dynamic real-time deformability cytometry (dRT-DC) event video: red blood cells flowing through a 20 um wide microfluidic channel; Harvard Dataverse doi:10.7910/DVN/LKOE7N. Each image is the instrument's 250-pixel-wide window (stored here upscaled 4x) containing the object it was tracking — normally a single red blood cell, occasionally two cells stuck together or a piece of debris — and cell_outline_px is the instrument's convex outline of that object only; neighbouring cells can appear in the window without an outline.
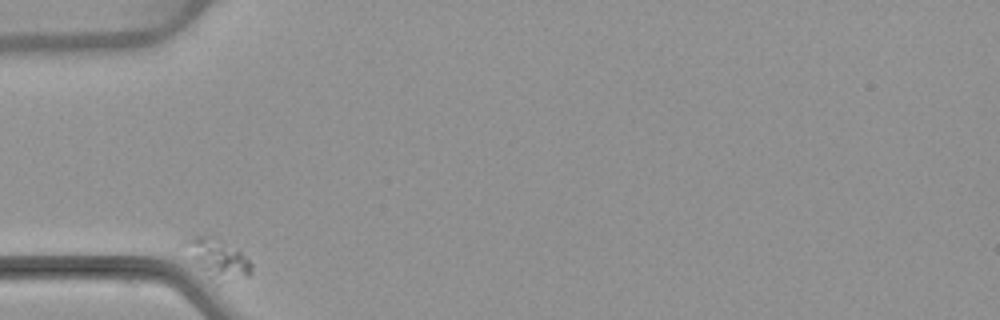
{"species": "common noctule bat (a hibernating species)", "species_latin": "Nyctalus noctula", "temperature_condition": "warm", "stored_images_in_passage": 35, "camera_frame_rate_fps": 3000, "um_per_image_px": 0.085, "animal": {"sex": "female", "body_mass_g": 22.7, "forearm_length_mm": 54.2}, "frame": {"image": 1, "passage_image": 1, "time_ms": 0.0, "image_size_px": [1000, 320], "cell_outline_px": [[252, 272], [248, 276], [220, 284], [216, 284], [208, 276], [180, 244], [184, 240], [196, 236], [212, 236], [240, 252], [252, 264]], "centroid_in_image_um": [18.5, 22.01], "position_along_channel_um": 66.5, "area_um2": 14.91}}
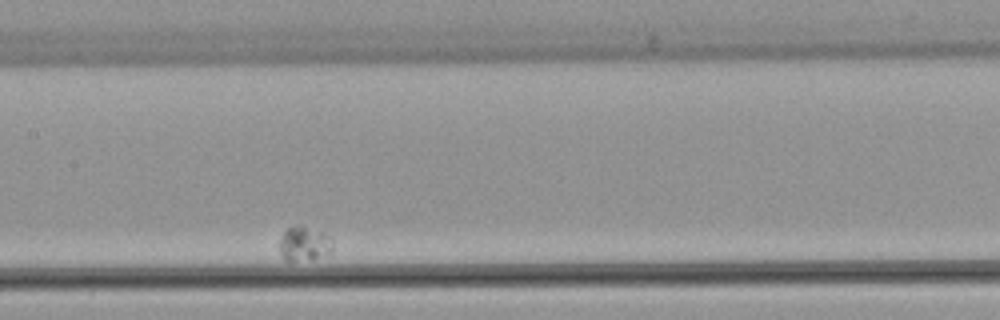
{"frame": {"image": 2, "passage_image": 15, "time_ms": 4.667, "image_size_px": [1000, 320], "cell_outline_px": [[332, 248], [328, 252], [312, 260], [284, 260], [280, 252], [280, 240], [284, 232], [288, 228], [300, 224], [320, 232], [332, 240]], "centroid_in_image_um": [25.82, 20.72], "position_along_channel_um": 181.6, "area_um2": 10.35}}